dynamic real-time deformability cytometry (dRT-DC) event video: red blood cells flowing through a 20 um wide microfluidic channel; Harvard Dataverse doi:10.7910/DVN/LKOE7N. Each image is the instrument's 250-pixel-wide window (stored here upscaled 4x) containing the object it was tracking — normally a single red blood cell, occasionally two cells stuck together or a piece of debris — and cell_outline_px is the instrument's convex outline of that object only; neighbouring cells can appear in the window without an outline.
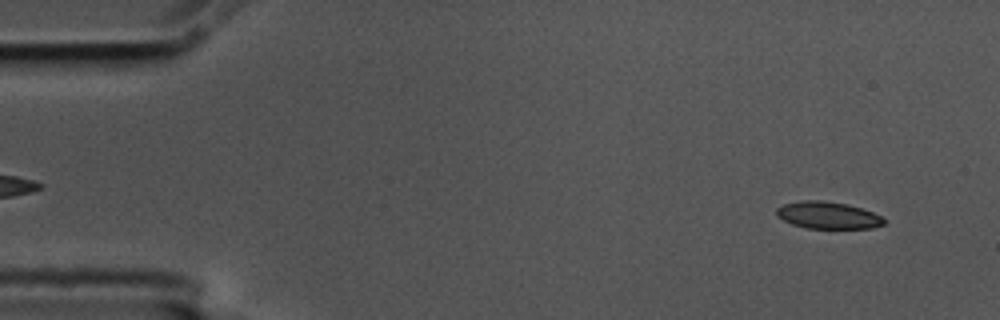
{"species": "common noctule bat (a hibernating species)", "species_latin": "Nyctalus noctula", "temperature_condition": "cold", "stored_images_in_passage": 4, "camera_frame_rate_fps": 3000, "um_per_image_px": 0.085, "animal": {"sex": "male", "body_mass_g": 17.5, "forearm_length_mm": 52.3}, "frame": {"image": 1, "passage_image": 1, "time_ms": 0.0, "image_size_px": [1000, 320], "cell_outline_px": [[888, 220], [884, 224], [872, 228], [804, 228], [792, 224], [776, 216], [776, 208], [784, 204], [804, 200], [820, 200], [848, 204], [872, 212]], "centroid_in_image_um": [70.37, 18.3], "position_along_channel_um": 14.6, "area_um2": 16.94}}
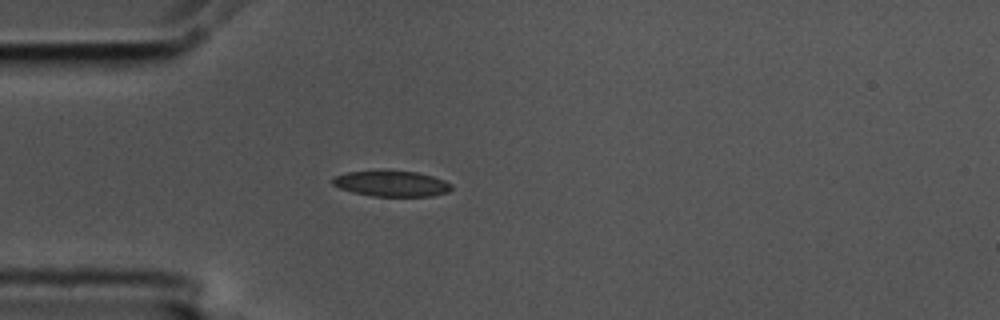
{"frame": {"image": 2, "passage_image": 4, "time_ms": 1.0, "image_size_px": [1000, 320], "cell_outline_px": [[452, 188], [448, 192], [432, 196], [372, 196], [352, 192], [340, 188], [332, 184], [332, 176], [348, 172], [384, 168], [416, 172], [432, 176], [444, 180], [452, 184]], "centroid_in_image_um": [33.24, 15.57], "position_along_channel_um": 51.8, "area_um2": 18.44}}